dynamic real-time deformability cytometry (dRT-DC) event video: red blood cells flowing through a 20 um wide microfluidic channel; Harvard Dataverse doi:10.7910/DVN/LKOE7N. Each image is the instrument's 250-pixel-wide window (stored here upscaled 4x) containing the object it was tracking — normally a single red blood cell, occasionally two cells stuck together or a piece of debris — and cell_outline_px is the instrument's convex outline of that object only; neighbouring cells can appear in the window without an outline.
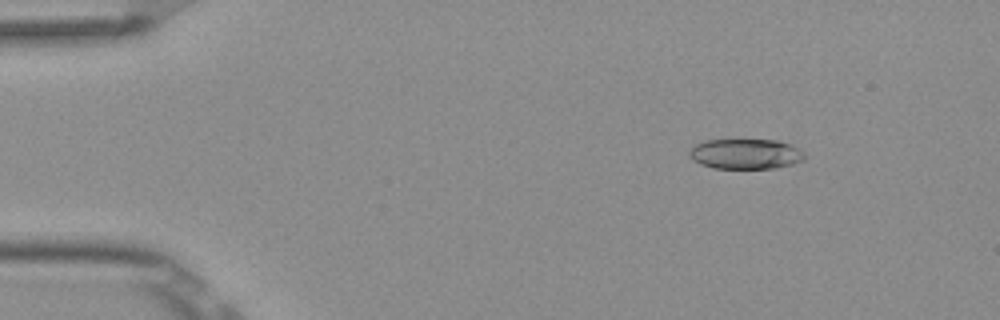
{"species": "Egyptian fruit bat (a non-hibernating species)", "species_latin": "Rousettus aegyptiacus", "temperature_condition": "room temperature", "stored_images_in_passage": 7, "camera_frame_rate_fps": 3000, "um_per_image_px": 0.085, "frame": {"image": 1, "passage_image": 2, "time_ms": 0.333, "image_size_px": [1000, 320], "cell_outline_px": [[808, 156], [804, 160], [792, 164], [772, 168], [712, 168], [700, 164], [692, 160], [688, 156], [688, 152], [696, 144], [704, 140], [776, 140], [792, 144], [800, 148]], "centroid_in_image_um": [63.4, 13.08], "position_along_channel_um": 21.6, "area_um2": 20.52}}
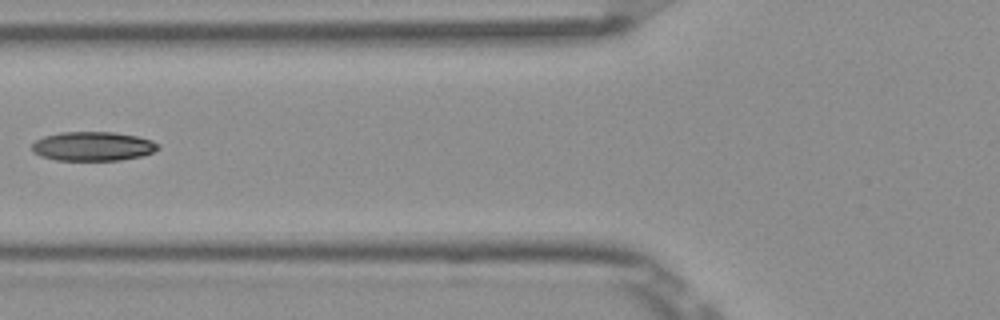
{"frame": {"image": 2, "passage_image": 6, "time_ms": 1.667, "image_size_px": [1000, 320], "cell_outline_px": [[160, 148], [152, 152], [140, 156], [120, 160], [56, 160], [40, 156], [32, 152], [32, 144], [36, 140], [44, 136], [60, 132], [112, 132], [136, 136], [152, 140], [160, 144]], "centroid_in_image_um": [7.88, 12.43], "position_along_channel_um": 117.9, "area_um2": 21.44}}
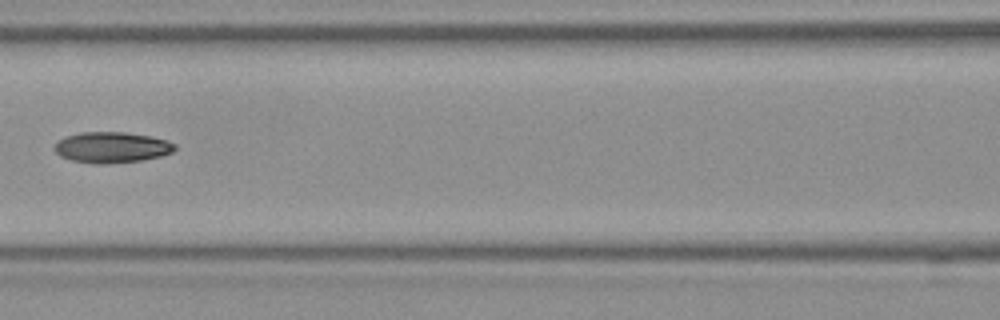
{"frame": {"image": 3, "passage_image": 7, "time_ms": 2.0, "image_size_px": [1000, 320], "cell_outline_px": [[176, 148], [172, 152], [160, 156], [140, 160], [104, 164], [96, 164], [72, 160], [60, 156], [52, 148], [56, 140], [64, 136], [80, 132], [124, 132], [152, 136], [168, 140], [176, 144]], "centroid_in_image_um": [9.46, 12.51], "position_along_channel_um": 157.1, "area_um2": 21.85}}